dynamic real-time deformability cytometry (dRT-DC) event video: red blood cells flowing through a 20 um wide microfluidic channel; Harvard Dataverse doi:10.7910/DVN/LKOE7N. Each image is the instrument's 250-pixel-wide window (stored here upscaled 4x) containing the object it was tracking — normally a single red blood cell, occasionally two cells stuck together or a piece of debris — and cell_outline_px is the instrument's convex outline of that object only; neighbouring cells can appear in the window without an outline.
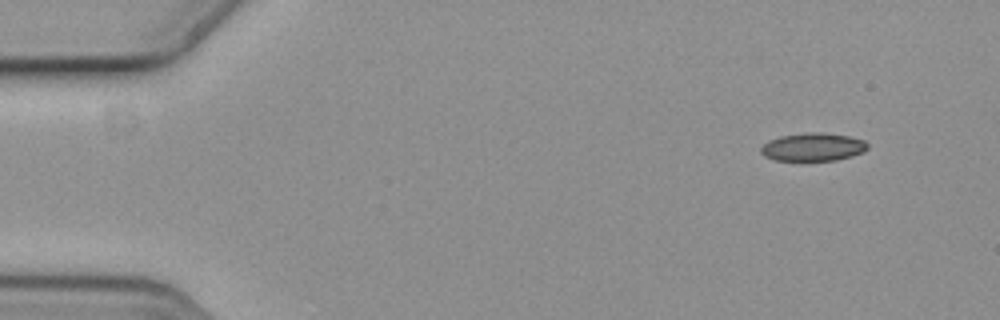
{"species": "common noctule bat (a hibernating species)", "species_latin": "Nyctalus noctula", "temperature_condition": "cold", "stored_images_in_passage": 7, "camera_frame_rate_fps": 3000, "um_per_image_px": 0.085, "animal": {"sex": "female", "body_mass_g": 19.3, "forearm_length_mm": 54.1}, "frame": {"image": 1, "passage_image": 1, "time_ms": 0.0, "image_size_px": [1000, 320], "cell_outline_px": [[868, 148], [864, 152], [852, 156], [836, 160], [776, 160], [764, 156], [760, 152], [760, 148], [768, 140], [780, 136], [808, 132], [824, 132], [848, 136], [864, 140], [868, 144]], "centroid_in_image_um": [69.11, 12.48], "position_along_channel_um": 15.9, "area_um2": 17.51}}
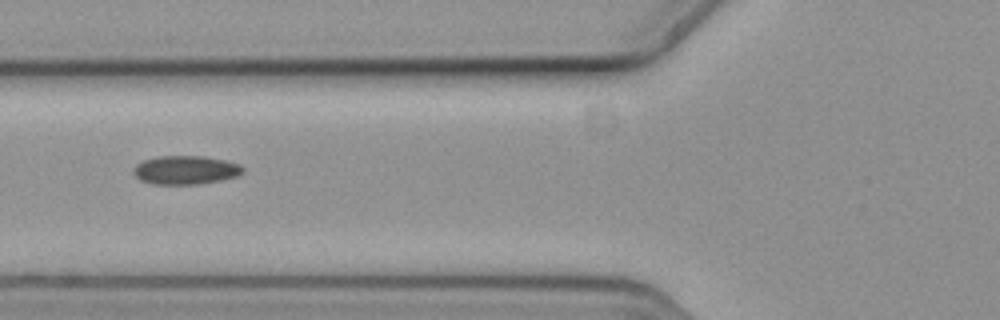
{"frame": {"image": 2, "passage_image": 6, "time_ms": 1.667, "image_size_px": [1000, 320], "cell_outline_px": [[244, 172], [236, 176], [220, 180], [200, 184], [152, 184], [140, 180], [132, 172], [132, 168], [136, 164], [144, 160], [156, 156], [204, 156], [224, 160], [240, 164], [244, 168]], "centroid_in_image_um": [15.75, 14.45], "position_along_channel_um": 110.1, "area_um2": 18.38}}
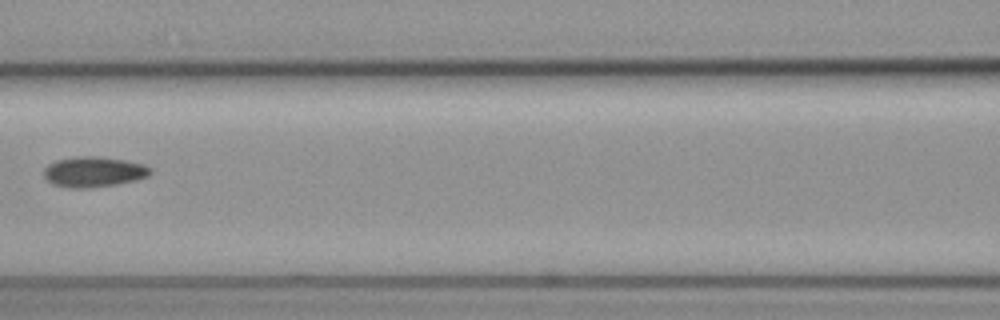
{"frame": {"image": 3, "passage_image": 7, "time_ms": 2.0, "image_size_px": [1000, 320], "cell_outline_px": [[152, 172], [148, 176], [116, 184], [88, 188], [68, 188], [52, 184], [44, 176], [44, 168], [48, 164], [56, 160], [76, 156], [100, 156], [124, 160], [144, 164], [152, 168]], "centroid_in_image_um": [7.94, 14.6], "position_along_channel_um": 158.7, "area_um2": 18.9}}